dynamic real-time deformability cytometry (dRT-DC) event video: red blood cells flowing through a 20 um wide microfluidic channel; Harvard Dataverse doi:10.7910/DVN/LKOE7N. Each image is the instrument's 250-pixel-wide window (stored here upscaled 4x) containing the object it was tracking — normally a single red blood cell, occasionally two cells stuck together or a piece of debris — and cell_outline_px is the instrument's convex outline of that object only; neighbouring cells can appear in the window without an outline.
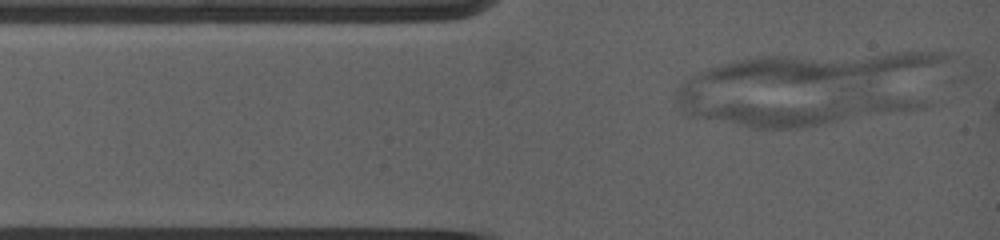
{"species": "common noctule bat (a hibernating species)", "species_latin": "Nyctalus noctula", "temperature_condition": "warm", "stored_images_in_passage": 2, "camera_frame_rate_fps": 5000, "um_per_image_px": 0.085, "animal": {"sex": "female", "body_mass_g": 19.0, "forearm_length_mm": 53.3}, "frame": {"image": 1, "passage_image": 1, "time_ms": 0.0, "image_size_px": [1000, 240], "cell_outline_px": [[840, 116], [832, 120], [816, 124], [788, 128], [760, 128], [740, 124], [708, 116], [708, 112], [720, 108], [828, 104]], "centroid_in_image_um": [66.04, 9.83], "position_along_channel_um": 19.0, "area_um2": 16.47}}